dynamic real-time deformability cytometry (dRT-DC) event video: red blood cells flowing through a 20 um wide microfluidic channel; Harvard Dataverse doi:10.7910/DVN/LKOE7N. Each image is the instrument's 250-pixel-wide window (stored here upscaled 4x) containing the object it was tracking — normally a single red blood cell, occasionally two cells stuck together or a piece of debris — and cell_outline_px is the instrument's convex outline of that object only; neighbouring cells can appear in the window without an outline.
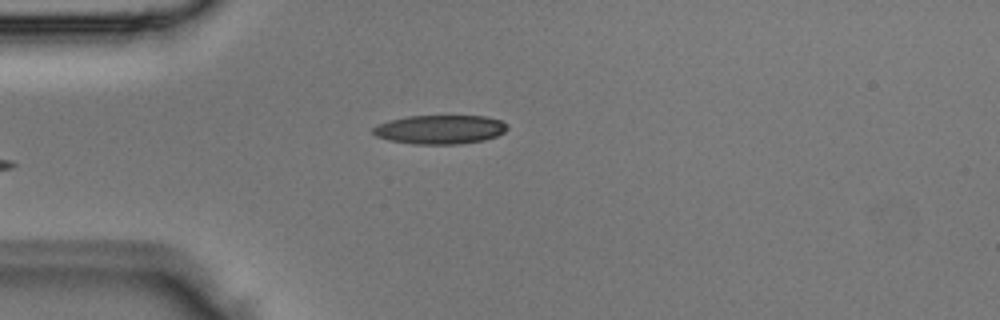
{"species": "Egyptian fruit bat (a non-hibernating species)", "species_latin": "Rousettus aegyptiacus", "temperature_condition": "room temperature", "stored_images_in_passage": 3, "camera_frame_rate_fps": 3000, "um_per_image_px": 0.085, "animal": {"sex": "male"}, "frame": {"image": 1, "passage_image": 3, "time_ms": 0.667, "image_size_px": [1000, 320], "cell_outline_px": [[508, 128], [504, 132], [496, 136], [484, 140], [460, 144], [412, 144], [388, 140], [376, 136], [372, 132], [372, 128], [380, 124], [392, 120], [408, 116], [488, 116], [500, 120], [508, 124]], "centroid_in_image_um": [37.43, 11.01], "position_along_channel_um": 47.6, "area_um2": 22.66}}